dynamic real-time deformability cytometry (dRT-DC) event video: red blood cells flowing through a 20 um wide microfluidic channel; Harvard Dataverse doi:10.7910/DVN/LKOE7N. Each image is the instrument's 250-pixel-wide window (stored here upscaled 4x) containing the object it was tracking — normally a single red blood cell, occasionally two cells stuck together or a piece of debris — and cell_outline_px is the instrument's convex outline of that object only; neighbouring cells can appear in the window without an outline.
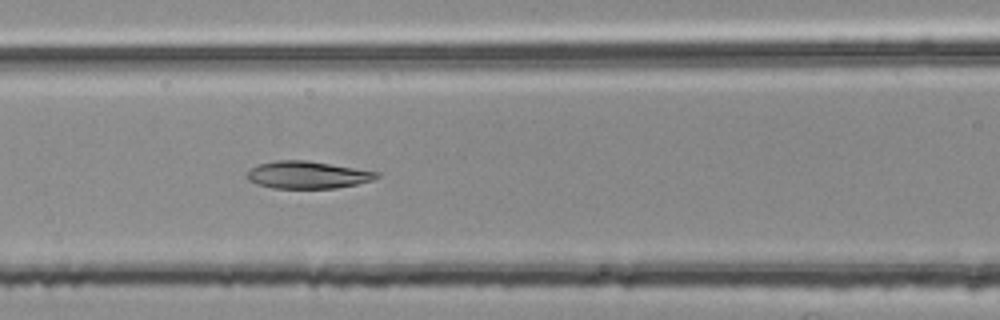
{"species": "common noctule bat (a hibernating species)", "species_latin": "Nyctalus noctula", "temperature_condition": "room temperature", "stored_images_in_passage": 42, "camera_frame_rate_fps": 3000, "um_per_image_px": 0.085, "animal": {"sex": "female", "body_mass_g": 25.1}, "frame": {"image": 1, "passage_image": 18, "time_ms": 5.667, "image_size_px": [1000, 320], "cell_outline_px": [[380, 176], [372, 180], [356, 184], [336, 188], [272, 188], [256, 184], [248, 180], [248, 172], [252, 168], [260, 164], [276, 160], [308, 160], [380, 172]], "centroid_in_image_um": [26.16, 14.86], "position_along_channel_um": 140.4, "area_um2": 20.58}}
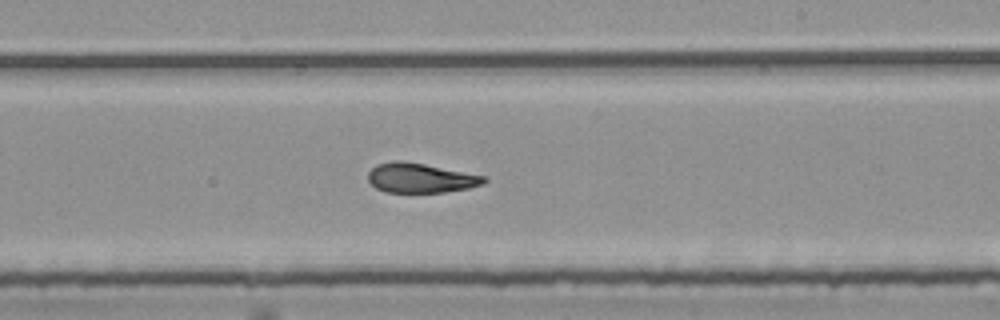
{"frame": {"image": 2, "passage_image": 27, "time_ms": 8.667, "image_size_px": [1000, 320], "cell_outline_px": [[488, 180], [484, 184], [468, 188], [444, 192], [388, 192], [376, 188], [368, 180], [368, 172], [376, 164], [392, 160], [396, 160], [424, 164], [488, 176]], "centroid_in_image_um": [35.77, 15.12], "position_along_channel_um": 253.2, "area_um2": 20.06}}
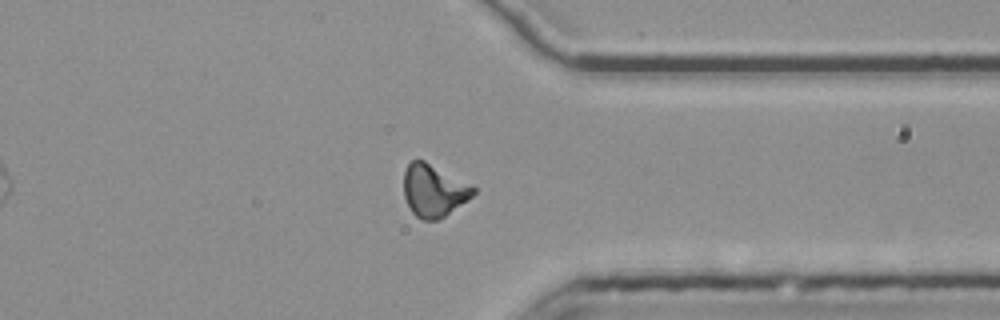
{"frame": {"image": 3, "passage_image": 37, "time_ms": 12.0, "image_size_px": [1000, 320], "cell_outline_px": [[476, 192], [468, 200], [440, 220], [424, 220], [416, 216], [412, 212], [404, 196], [404, 172], [408, 164], [412, 160], [424, 160], [472, 184], [476, 188]], "centroid_in_image_um": [36.89, 16.2], "position_along_channel_um": 374.5, "area_um2": 21.39}, "authors_computed_cell_mechanics": {"area_um2": 21.1548, "velocity_mm_per_s": 3.7804, "shape_relaxation_time_tau1_ms": null, "shape_relaxation_time_tau2_ms": 3.8109, "deformation_change_tau1": null, "deformation_change_tau2": 0.0879}}